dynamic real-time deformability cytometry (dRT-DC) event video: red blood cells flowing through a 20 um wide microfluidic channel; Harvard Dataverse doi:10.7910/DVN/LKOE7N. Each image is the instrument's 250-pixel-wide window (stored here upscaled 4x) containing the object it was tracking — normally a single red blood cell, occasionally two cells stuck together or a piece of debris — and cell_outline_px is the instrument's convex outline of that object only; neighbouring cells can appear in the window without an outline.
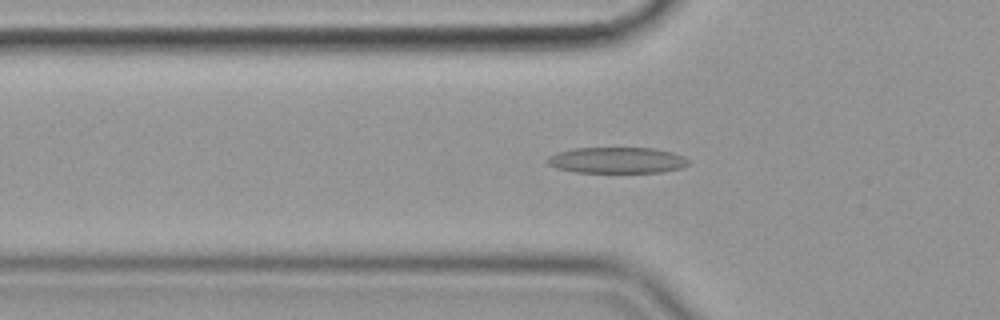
{"species": "common noctule bat (a hibernating species)", "species_latin": "Nyctalus noctula", "temperature_condition": "cold", "stored_images_in_passage": 48, "camera_frame_rate_fps": 3000, "um_per_image_px": 0.085, "animal": {"sex": "female", "body_mass_g": 19.9}, "frame": {"image": 1, "passage_image": 14, "time_ms": 4.333, "image_size_px": [1000, 320], "cell_outline_px": [[688, 164], [680, 168], [660, 172], [576, 172], [556, 168], [548, 164], [548, 160], [552, 156], [560, 152], [572, 148], [652, 148], [672, 152], [684, 156], [688, 160]], "centroid_in_image_um": [52.47, 13.62], "position_along_channel_um": 73.3, "area_um2": 21.1}}
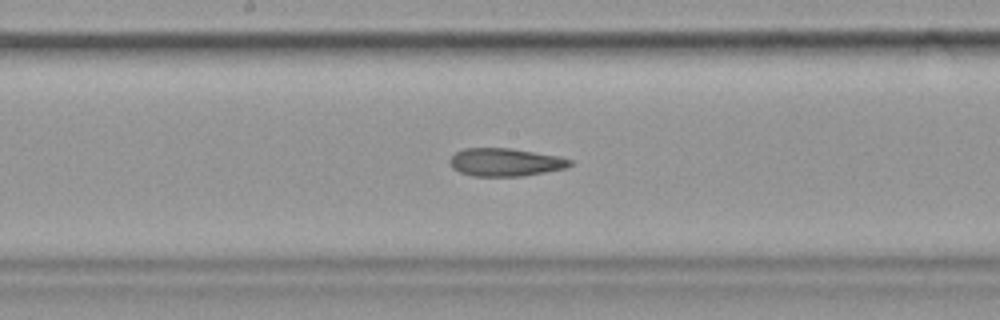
{"frame": {"image": 2, "passage_image": 25, "time_ms": 8.0, "image_size_px": [1000, 320], "cell_outline_px": [[572, 164], [568, 168], [524, 176], [472, 176], [460, 172], [452, 168], [448, 164], [448, 160], [456, 152], [464, 148], [512, 148], [560, 156], [572, 160]], "centroid_in_image_um": [42.96, 13.79], "position_along_channel_um": 205.2, "area_um2": 19.88}}
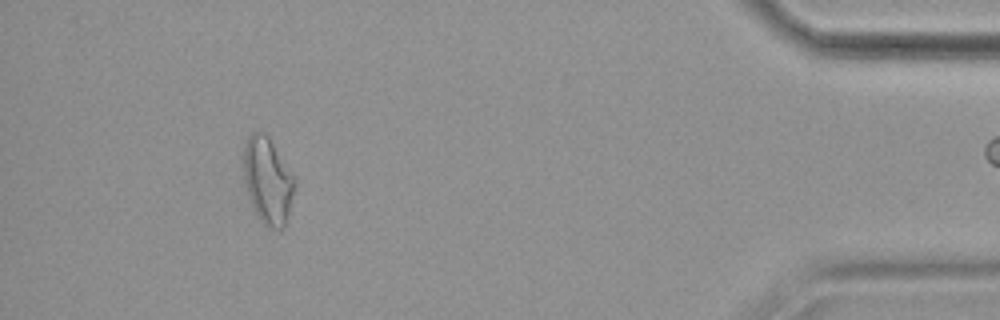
{"frame": {"image": 3, "passage_image": 47, "time_ms": 15.333, "image_size_px": [1000, 320], "cell_outline_px": [[296, 188], [284, 228], [272, 228], [264, 224], [256, 216], [244, 184], [244, 144], [248, 136], [252, 132], [264, 132], [268, 136], [296, 176]], "centroid_in_image_um": [22.78, 15.34], "position_along_channel_um": 412.4, "area_um2": 26.13}}